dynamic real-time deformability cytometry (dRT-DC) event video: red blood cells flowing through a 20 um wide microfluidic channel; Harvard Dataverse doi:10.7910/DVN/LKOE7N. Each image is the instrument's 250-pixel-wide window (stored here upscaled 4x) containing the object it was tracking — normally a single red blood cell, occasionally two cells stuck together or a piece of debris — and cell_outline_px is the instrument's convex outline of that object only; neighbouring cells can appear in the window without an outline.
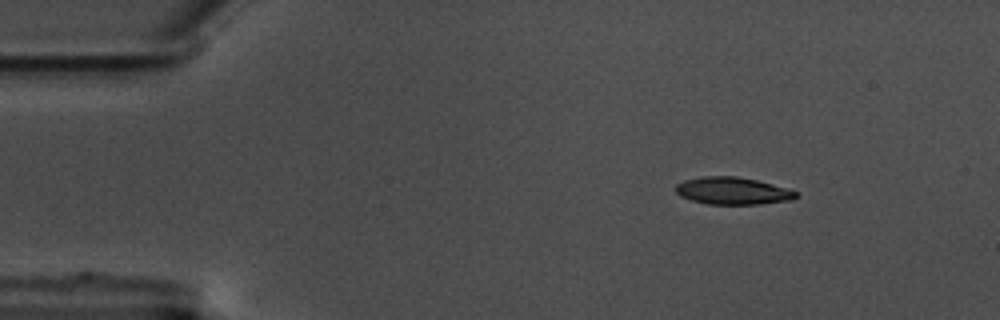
{"species": "common noctule bat (a hibernating species)", "species_latin": "Nyctalus noctula", "temperature_condition": "warm", "stored_images_in_passage": 51, "camera_frame_rate_fps": 3000, "um_per_image_px": 0.085, "animal": {"sex": "male", "body_mass_g": 17.5, "forearm_length_mm": 52.3}, "frame": {"image": 1, "passage_image": 1, "time_ms": 0.0, "image_size_px": [1000, 320], "cell_outline_px": [[796, 196], [792, 200], [760, 204], [708, 204], [692, 200], [680, 196], [676, 192], [676, 184], [684, 180], [700, 176], [736, 176], [756, 180], [788, 188], [796, 192]], "centroid_in_image_um": [62.25, 16.22], "position_along_channel_um": 22.7, "area_um2": 19.07}}
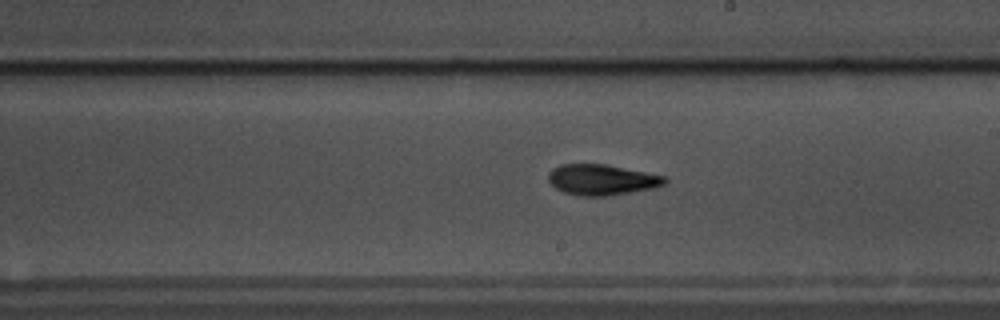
{"frame": {"image": 2, "passage_image": 26, "time_ms": 8.333, "image_size_px": [1000, 320], "cell_outline_px": [[668, 180], [664, 184], [652, 188], [608, 196], [580, 196], [564, 192], [556, 188], [548, 180], [548, 172], [552, 168], [560, 164], [604, 164], [664, 176]], "centroid_in_image_um": [51.1, 15.28], "position_along_channel_um": 237.9, "area_um2": 20.63}}
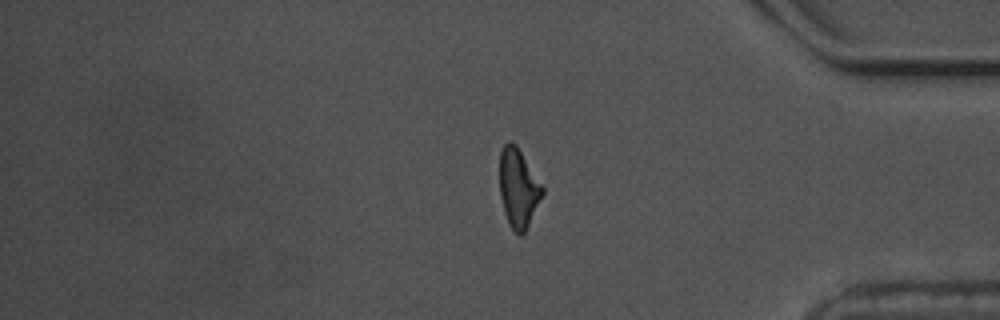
{"frame": {"image": 3, "passage_image": 41, "time_ms": 13.333, "image_size_px": [1000, 320], "cell_outline_px": [[544, 192], [524, 232], [520, 236], [508, 224], [504, 212], [500, 196], [500, 152], [504, 144], [508, 140], [516, 144], [544, 188]], "centroid_in_image_um": [44.04, 15.96], "position_along_channel_um": 391.2, "area_um2": 19.36}, "authors_computed_cell_mechanics": {"area_um2": 19.8832, "velocity_mm_per_s": 3.5301, "shape_relaxation_time_tau1_ms": null, "shape_relaxation_time_tau2_ms": 4.7297, "deformation_change_tau1": null, "deformation_change_tau2": 0.1362}}